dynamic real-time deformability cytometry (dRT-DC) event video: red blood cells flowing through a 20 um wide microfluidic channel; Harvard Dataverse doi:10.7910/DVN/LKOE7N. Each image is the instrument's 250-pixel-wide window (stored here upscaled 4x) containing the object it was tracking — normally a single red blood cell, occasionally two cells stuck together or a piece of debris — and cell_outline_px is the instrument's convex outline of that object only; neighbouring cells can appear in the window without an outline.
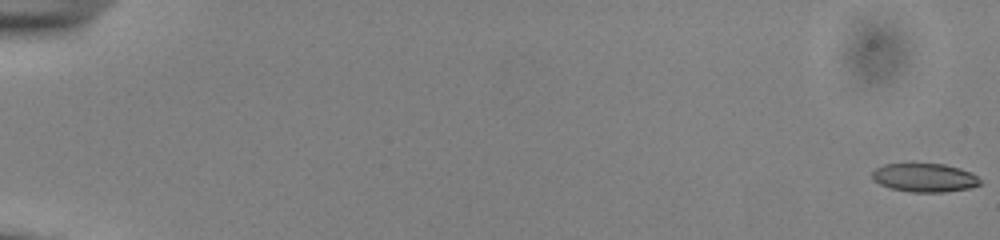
{"species": "common noctule bat (a hibernating species)", "species_latin": "Nyctalus noctula", "temperature_condition": "cold", "stored_images_in_passage": 55, "camera_frame_rate_fps": 3000, "um_per_image_px": 0.085, "animal": {"sex": "male", "body_mass_g": 13.0, "forearm_length_mm": 53.1}, "frame": {"image": 1, "passage_image": 1, "time_ms": 0.0, "image_size_px": [1000, 240], "cell_outline_px": [[984, 184], [972, 188], [944, 192], [912, 192], [892, 188], [880, 184], [872, 180], [872, 172], [876, 168], [884, 164], [944, 164], [960, 168], [972, 172]], "centroid_in_image_um": [78.63, 15.1], "position_along_channel_um": 6.4, "area_um2": 18.09}}
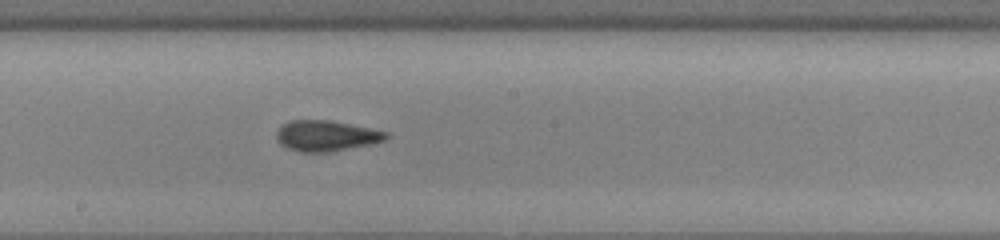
{"frame": {"image": 2, "passage_image": 32, "time_ms": 10.333, "image_size_px": [1000, 240], "cell_outline_px": [[388, 136], [384, 140], [372, 144], [324, 152], [300, 152], [288, 148], [280, 144], [276, 140], [276, 132], [288, 120], [328, 120], [388, 132]], "centroid_in_image_um": [27.68, 11.54], "position_along_channel_um": 220.5, "area_um2": 19.31}}
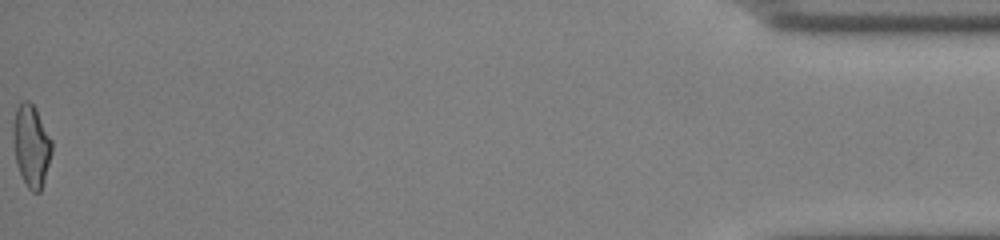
{"frame": {"image": 3, "passage_image": 55, "time_ms": 18.0, "image_size_px": [1000, 240], "cell_outline_px": [[52, 152], [44, 180], [40, 192], [32, 192], [28, 188], [16, 164], [12, 136], [12, 124], [16, 108], [24, 100], [28, 100], [36, 108], [52, 140]], "centroid_in_image_um": [2.65, 12.36], "position_along_channel_um": 432.6, "area_um2": 18.55}, "authors_computed_cell_mechanics": {"area_um2": 18.8428, "velocity_mm_per_s": 3.9352, "shape_relaxation_time_tau1_ms": 3.6337, "shape_relaxation_time_tau2_ms": 1.2471, "deformation_change_tau1": 0.1305, "deformation_change_tau2": 0.0935}}